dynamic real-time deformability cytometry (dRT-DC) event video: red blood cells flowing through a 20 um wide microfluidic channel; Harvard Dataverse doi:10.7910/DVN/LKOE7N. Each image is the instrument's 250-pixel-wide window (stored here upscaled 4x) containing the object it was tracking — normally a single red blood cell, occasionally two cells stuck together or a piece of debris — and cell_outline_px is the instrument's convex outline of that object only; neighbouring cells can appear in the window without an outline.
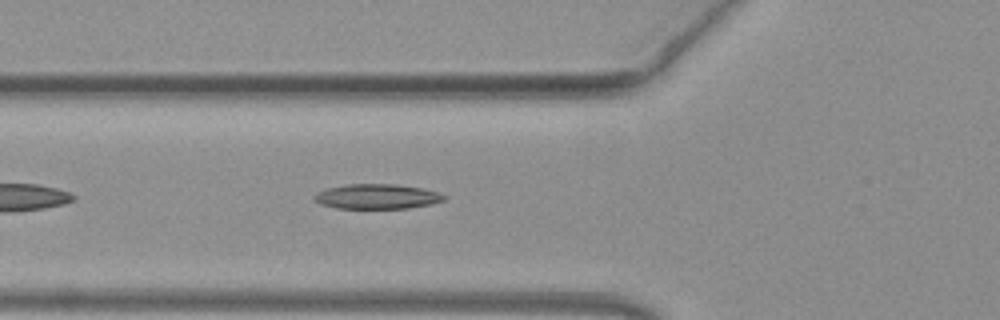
{"species": "common noctule bat (a hibernating species)", "species_latin": "Nyctalus noctula", "temperature_condition": "warm", "stored_images_in_passage": 30, "camera_frame_rate_fps": 3000, "um_per_image_px": 0.085, "animal": {"sex": "female", "body_mass_g": 19.3, "forearm_length_mm": 54.1}, "frame": {"image": 1, "passage_image": 5, "time_ms": 1.333, "image_size_px": [1000, 320], "cell_outline_px": [[444, 200], [432, 204], [408, 208], [336, 208], [320, 204], [312, 196], [328, 188], [344, 184], [396, 184], [424, 188], [440, 192], [444, 196]], "centroid_in_image_um": [32.07, 16.69], "position_along_channel_um": 93.7, "area_um2": 18.79}}
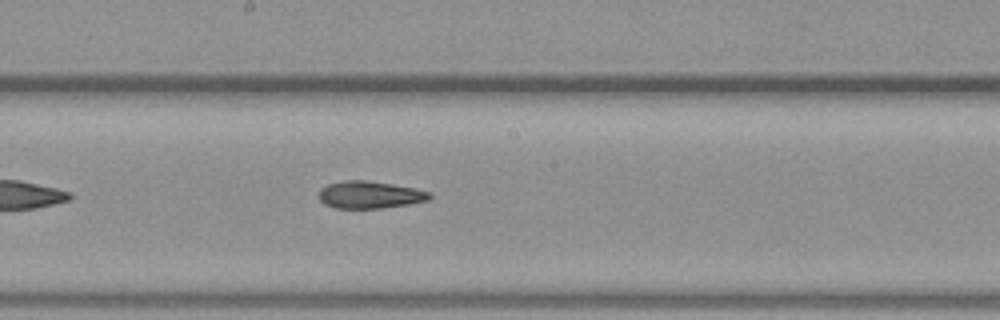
{"frame": {"image": 2, "passage_image": 14, "time_ms": 4.333, "image_size_px": [1000, 320], "cell_outline_px": [[432, 196], [428, 200], [408, 204], [380, 208], [336, 208], [324, 204], [320, 200], [320, 188], [328, 184], [344, 180], [364, 180], [392, 184], [416, 188], [432, 192]], "centroid_in_image_um": [31.45, 16.55], "position_along_channel_um": 216.8, "area_um2": 17.57}}
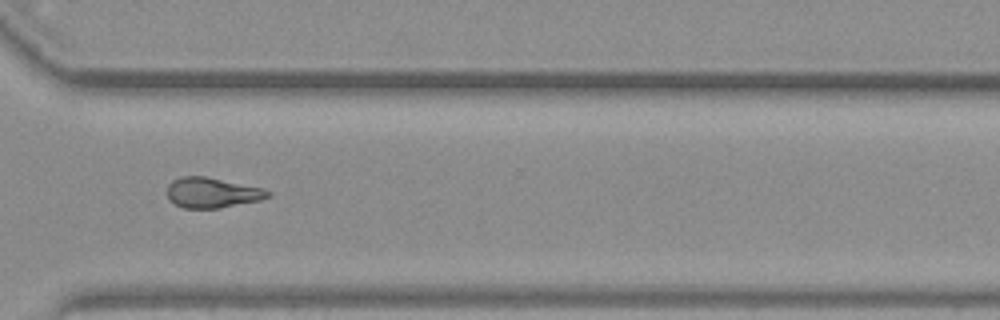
{"frame": {"image": 3, "passage_image": 24, "time_ms": 7.667, "image_size_px": [1000, 320], "cell_outline_px": [[272, 196], [260, 200], [220, 208], [184, 208], [168, 200], [168, 184], [172, 180], [180, 176], [208, 176], [264, 188], [272, 192]], "centroid_in_image_um": [18.06, 16.36], "position_along_channel_um": 352.5, "area_um2": 18.03}, "authors_computed_cell_mechanics": {"area_um2": 17.7735, "velocity_mm_per_s": 4.0844, "shape_relaxation_time_tau1_ms": null, "shape_relaxation_time_tau2_ms": 2.04, "deformation_change_tau1": null, "deformation_change_tau2": 0.0971}}